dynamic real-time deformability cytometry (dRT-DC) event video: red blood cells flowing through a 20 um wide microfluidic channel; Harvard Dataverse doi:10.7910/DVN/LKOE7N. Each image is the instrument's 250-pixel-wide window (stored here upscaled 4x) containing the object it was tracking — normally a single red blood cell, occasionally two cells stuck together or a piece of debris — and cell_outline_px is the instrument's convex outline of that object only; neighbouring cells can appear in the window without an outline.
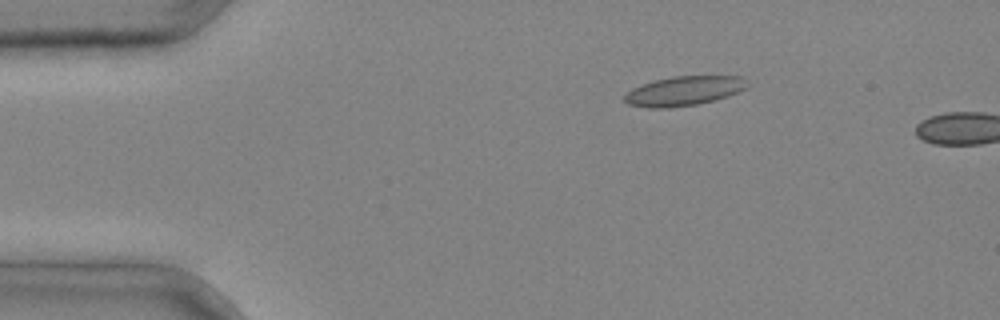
{"species": "common noctule bat (a hibernating species)", "species_latin": "Nyctalus noctula", "temperature_condition": "cold", "stored_images_in_passage": 3, "camera_frame_rate_fps": 3000, "um_per_image_px": 0.085, "animal": {"sex": "male", "body_mass_g": 20.4}, "frame": {"image": 1, "passage_image": 2, "time_ms": 0.333, "image_size_px": [1000, 320], "cell_outline_px": [[748, 88], [728, 96], [716, 100], [696, 104], [668, 108], [648, 108], [628, 104], [624, 100], [624, 96], [632, 88], [640, 84], [672, 76], [744, 76], [748, 80]], "centroid_in_image_um": [58.17, 7.72], "position_along_channel_um": 26.8, "area_um2": 21.27}}